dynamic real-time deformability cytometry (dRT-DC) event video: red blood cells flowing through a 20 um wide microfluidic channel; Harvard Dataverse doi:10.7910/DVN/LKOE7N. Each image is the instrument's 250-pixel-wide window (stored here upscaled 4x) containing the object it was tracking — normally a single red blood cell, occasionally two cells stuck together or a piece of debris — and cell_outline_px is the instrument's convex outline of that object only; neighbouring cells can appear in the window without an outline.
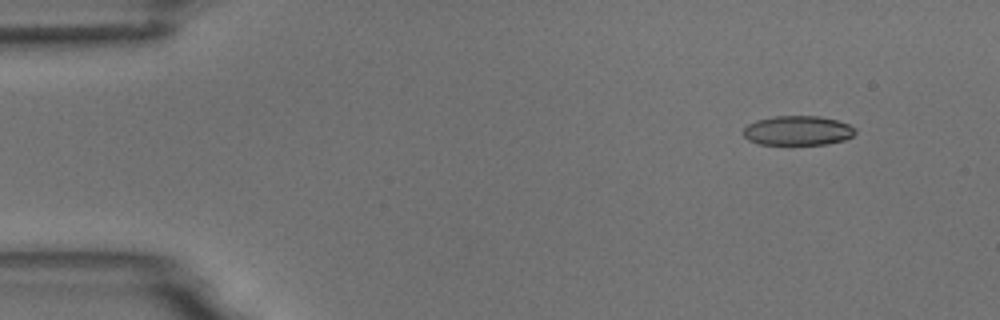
{"species": "common noctule bat (a hibernating species)", "species_latin": "Nyctalus noctula", "temperature_condition": "room temperature", "stored_images_in_passage": 4, "camera_frame_rate_fps": 3000, "um_per_image_px": 0.085, "animal": {"sex": "male", "body_mass_g": 18.8}, "frame": {"image": 1, "passage_image": 2, "time_ms": 1.0, "image_size_px": [1000, 320], "cell_outline_px": [[856, 132], [852, 136], [844, 140], [828, 144], [760, 144], [748, 140], [744, 136], [744, 128], [748, 124], [756, 120], [776, 116], [820, 116], [836, 120], [848, 124], [856, 128]], "centroid_in_image_um": [67.82, 11.1], "position_along_channel_um": 17.2, "area_um2": 19.19}}